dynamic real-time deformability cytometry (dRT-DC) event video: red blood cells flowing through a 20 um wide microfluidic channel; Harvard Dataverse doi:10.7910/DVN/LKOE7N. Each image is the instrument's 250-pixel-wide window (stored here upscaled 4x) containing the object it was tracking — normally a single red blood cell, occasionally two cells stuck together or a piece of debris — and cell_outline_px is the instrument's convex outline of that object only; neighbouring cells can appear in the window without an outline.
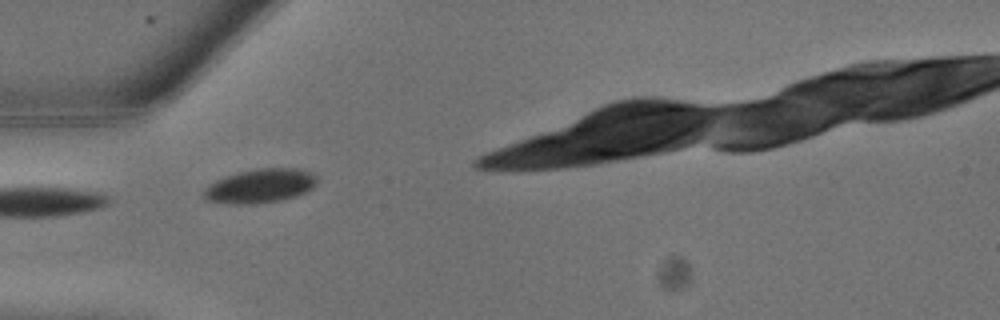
{"species": "common noctule bat (a hibernating species)", "species_latin": "Nyctalus noctula", "temperature_condition": "warm", "stored_images_in_passage": 6, "camera_frame_rate_fps": 3000, "um_per_image_px": 0.085, "animal": {"sex": "male", "body_mass_g": 13.3}, "frame": {"image": 1, "passage_image": 3, "time_ms": 0.667, "image_size_px": [1000, 320], "cell_outline_px": [[316, 184], [312, 188], [296, 196], [280, 200], [256, 204], [228, 204], [204, 200], [200, 196], [204, 188], [216, 180], [224, 176], [240, 172], [260, 168], [296, 168], [308, 172], [316, 180]], "centroid_in_image_um": [22.01, 15.83], "position_along_channel_um": 63.0, "area_um2": 22.43}}
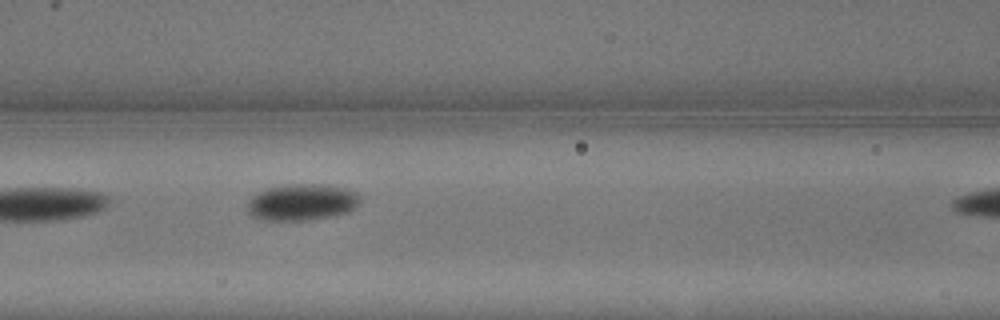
{"frame": {"image": 2, "passage_image": 6, "time_ms": 1.667, "image_size_px": [1000, 320], "cell_outline_px": [[360, 200], [348, 212], [332, 216], [304, 220], [260, 220], [252, 216], [248, 212], [248, 204], [252, 196], [268, 188], [288, 184], [328, 184], [344, 188], [356, 192]], "centroid_in_image_um": [25.64, 17.18], "position_along_channel_um": 141.0, "area_um2": 23.76}}